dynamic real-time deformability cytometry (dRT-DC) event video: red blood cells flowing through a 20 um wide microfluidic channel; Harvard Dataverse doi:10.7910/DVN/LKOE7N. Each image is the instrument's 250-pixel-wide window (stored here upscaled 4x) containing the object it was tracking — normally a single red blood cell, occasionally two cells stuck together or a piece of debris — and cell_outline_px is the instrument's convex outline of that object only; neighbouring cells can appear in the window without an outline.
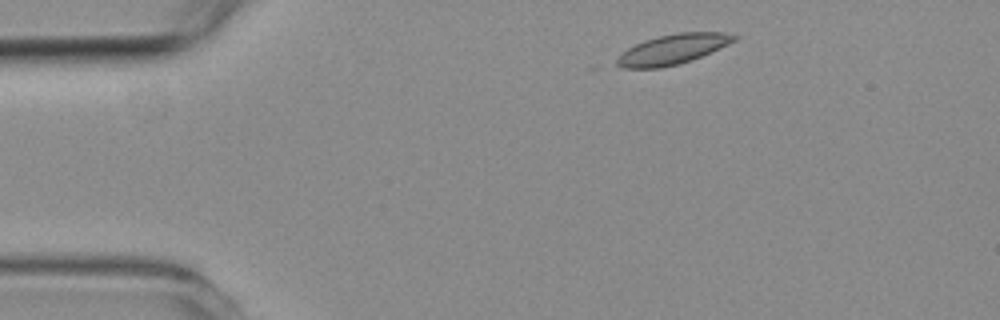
{"species": "common noctule bat (a hibernating species)", "species_latin": "Nyctalus noctula", "temperature_condition": "room temperature", "stored_images_in_passage": 2, "camera_frame_rate_fps": 3000, "um_per_image_px": 0.085, "animal": {"sex": "female", "body_mass_g": 19.3, "forearm_length_mm": 54.1}, "frame": {"image": 1, "passage_image": 1, "time_ms": 0.0, "image_size_px": [1000, 320], "cell_outline_px": [[740, 36], [736, 40], [720, 48], [692, 60], [660, 68], [624, 68], [616, 64], [616, 60], [628, 48], [644, 40], [676, 32], [724, 32]], "centroid_in_image_um": [57.22, 4.18], "position_along_channel_um": 27.8, "area_um2": 20.29}}